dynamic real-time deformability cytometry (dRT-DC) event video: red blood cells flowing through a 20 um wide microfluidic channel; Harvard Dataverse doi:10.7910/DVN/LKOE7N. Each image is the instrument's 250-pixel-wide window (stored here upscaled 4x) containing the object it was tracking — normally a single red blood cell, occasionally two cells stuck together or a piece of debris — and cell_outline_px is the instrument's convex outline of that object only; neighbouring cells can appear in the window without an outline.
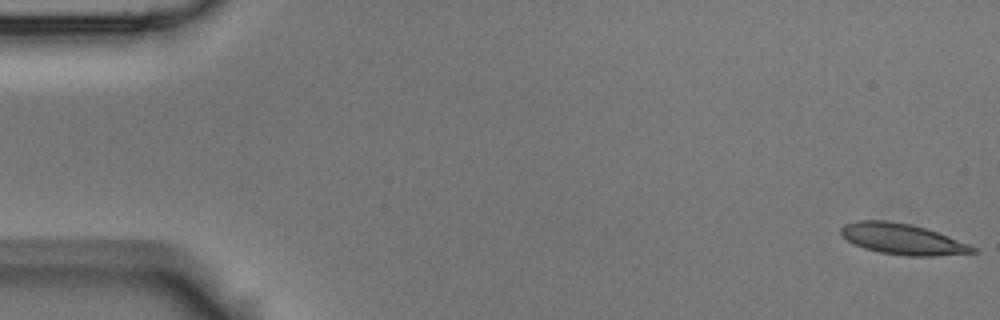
{"species": "Egyptian fruit bat (a non-hibernating species)", "species_latin": "Rousettus aegyptiacus", "temperature_condition": "room temperature", "stored_images_in_passage": 54, "camera_frame_rate_fps": 3000, "um_per_image_px": 0.085, "animal": {"sex": "male"}, "frame": {"image": 1, "passage_image": 1, "time_ms": 0.0, "image_size_px": [1000, 320], "cell_outline_px": [[976, 252], [936, 256], [904, 256], [880, 252], [864, 248], [848, 240], [840, 232], [840, 228], [844, 224], [860, 220], [888, 220], [912, 224], [948, 236], [968, 244], [976, 248]], "centroid_in_image_um": [76.69, 20.32], "position_along_channel_um": 8.3, "area_um2": 23.47}}
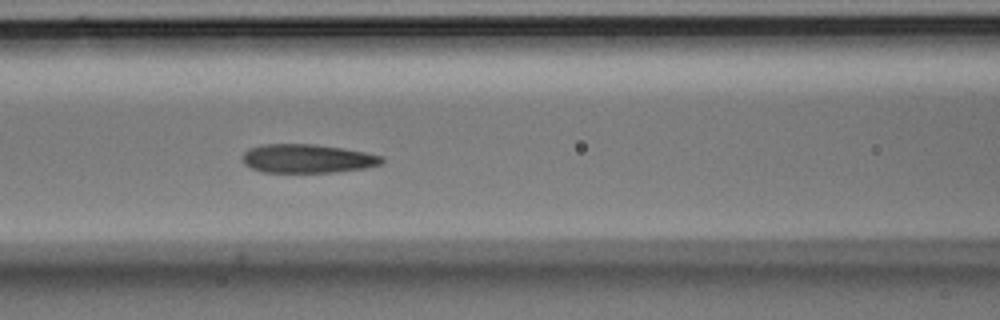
{"frame": {"image": 2, "passage_image": 23, "time_ms": 7.333, "image_size_px": [1000, 320], "cell_outline_px": [[384, 160], [380, 164], [364, 168], [332, 172], [260, 172], [244, 164], [244, 152], [248, 148], [264, 144], [316, 144], [364, 152], [384, 156]], "centroid_in_image_um": [26.11, 13.47], "position_along_channel_um": 140.5, "area_um2": 23.18}}
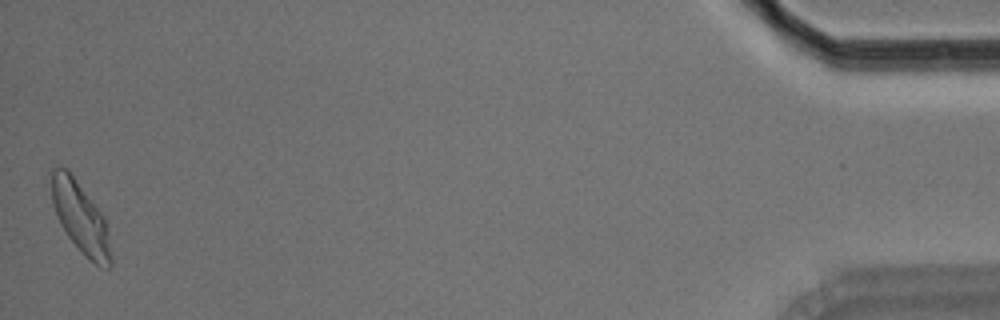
{"frame": {"image": 3, "passage_image": 54, "time_ms": 17.667, "image_size_px": [1000, 320], "cell_outline_px": [[112, 264], [108, 268], [96, 264], [84, 256], [68, 236], [52, 204], [52, 168], [68, 168], [104, 216], [112, 256]], "centroid_in_image_um": [6.86, 18.5], "position_along_channel_um": 428.3, "area_um2": 24.16}, "authors_computed_cell_mechanics": {"area_um2": 23.5824, "velocity_mm_per_s": 3.6855, "shape_relaxation_time_tau1_ms": 4.3819, "shape_relaxation_time_tau2_ms": 1.5294, "deformation_change_tau1": 0.1697, "deformation_change_tau2": 0.0686}}